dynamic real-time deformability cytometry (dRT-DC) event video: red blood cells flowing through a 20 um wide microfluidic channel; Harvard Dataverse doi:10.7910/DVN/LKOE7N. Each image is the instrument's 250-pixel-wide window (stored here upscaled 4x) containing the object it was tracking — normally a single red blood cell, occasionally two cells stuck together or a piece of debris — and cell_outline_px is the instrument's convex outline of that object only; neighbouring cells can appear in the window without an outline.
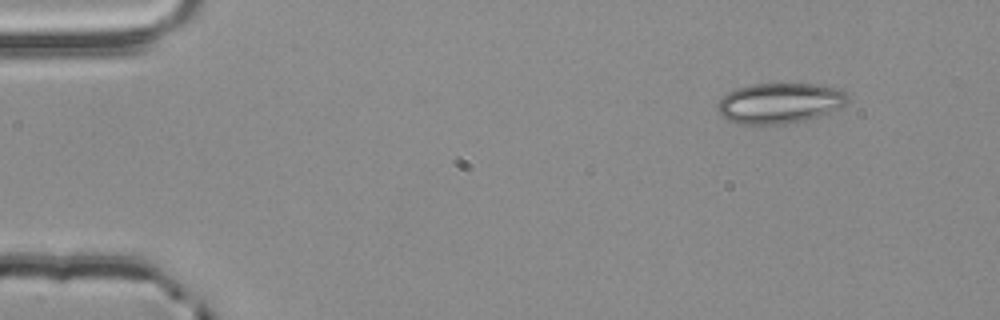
{"species": "common noctule bat (a hibernating species)", "species_latin": "Nyctalus noctula", "temperature_condition": "room temperature", "stored_images_in_passage": 3, "camera_frame_rate_fps": 3000, "um_per_image_px": 0.085, "animal": {"sex": "male", "body_mass_g": 20.4}, "frame": {"image": 1, "passage_image": 1, "time_ms": 0.0, "image_size_px": [1000, 320], "cell_outline_px": [[848, 100], [844, 104], [820, 116], [804, 120], [784, 124], [736, 124], [728, 120], [716, 108], [716, 104], [728, 92], [736, 88], [752, 84], [812, 84], [840, 88], [848, 92]], "centroid_in_image_um": [66.27, 8.76], "position_along_channel_um": 18.7, "area_um2": 30.58}}